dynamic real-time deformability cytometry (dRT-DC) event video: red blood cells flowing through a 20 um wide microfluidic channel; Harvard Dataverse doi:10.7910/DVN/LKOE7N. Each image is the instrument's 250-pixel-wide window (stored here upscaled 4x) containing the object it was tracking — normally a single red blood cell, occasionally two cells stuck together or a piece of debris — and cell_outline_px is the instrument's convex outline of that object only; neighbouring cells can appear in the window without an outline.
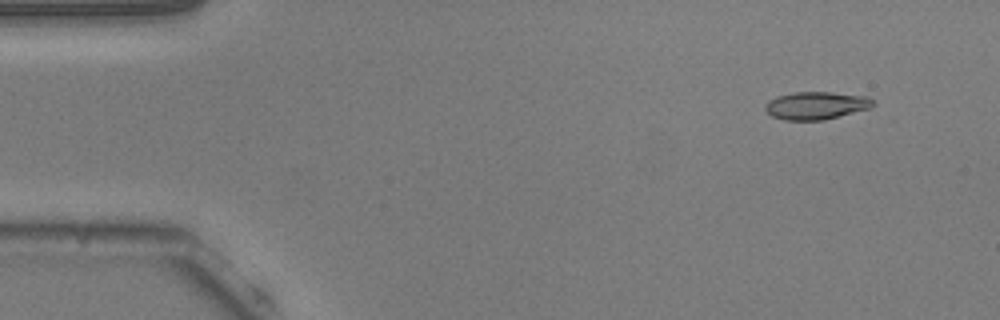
{"species": "common noctule bat (a hibernating species)", "species_latin": "Nyctalus noctula", "temperature_condition": "warm", "stored_images_in_passage": 53, "camera_frame_rate_fps": 3000, "um_per_image_px": 0.085, "animal": {"sex": "male", "body_mass_g": 20.5, "forearm_length_mm": 52.5}, "frame": {"image": 1, "passage_image": 5, "time_ms": 1.333, "image_size_px": [1000, 320], "cell_outline_px": [[876, 104], [872, 108], [824, 120], [784, 120], [772, 116], [764, 108], [764, 104], [768, 100], [776, 96], [796, 92], [832, 92], [868, 96]], "centroid_in_image_um": [69.39, 8.97], "position_along_channel_um": 15.6, "area_um2": 17.63}}
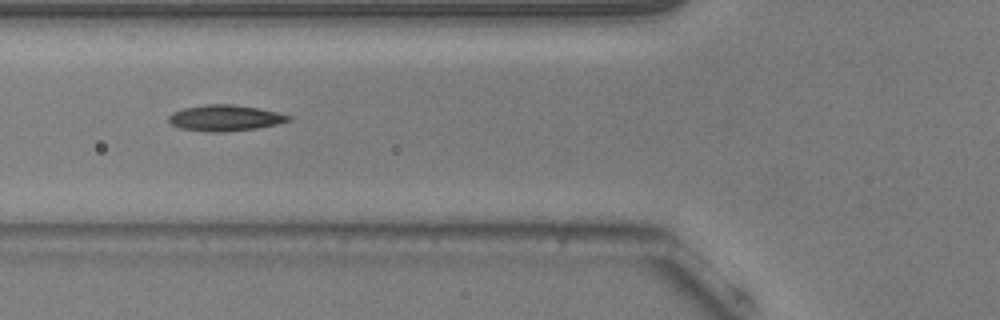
{"frame": {"image": 2, "passage_image": 20, "time_ms": 6.333, "image_size_px": [1000, 320], "cell_outline_px": [[292, 120], [276, 124], [256, 128], [224, 132], [204, 132], [180, 128], [172, 124], [168, 120], [168, 116], [172, 112], [184, 108], [204, 104], [232, 104], [260, 108], [292, 116]], "centroid_in_image_um": [19.11, 10.02], "position_along_channel_um": 106.7, "area_um2": 18.26}}
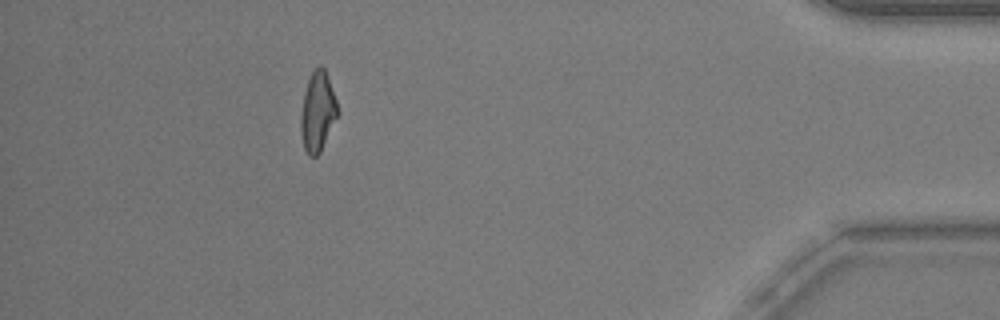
{"frame": {"image": 3, "passage_image": 48, "time_ms": 15.667, "image_size_px": [1000, 320], "cell_outline_px": [[340, 112], [320, 152], [316, 156], [308, 156], [304, 148], [300, 132], [300, 116], [304, 92], [308, 80], [312, 72], [320, 64], [324, 68], [328, 76]], "centroid_in_image_um": [27.0, 9.5], "position_along_channel_um": 408.2, "area_um2": 17.22}}